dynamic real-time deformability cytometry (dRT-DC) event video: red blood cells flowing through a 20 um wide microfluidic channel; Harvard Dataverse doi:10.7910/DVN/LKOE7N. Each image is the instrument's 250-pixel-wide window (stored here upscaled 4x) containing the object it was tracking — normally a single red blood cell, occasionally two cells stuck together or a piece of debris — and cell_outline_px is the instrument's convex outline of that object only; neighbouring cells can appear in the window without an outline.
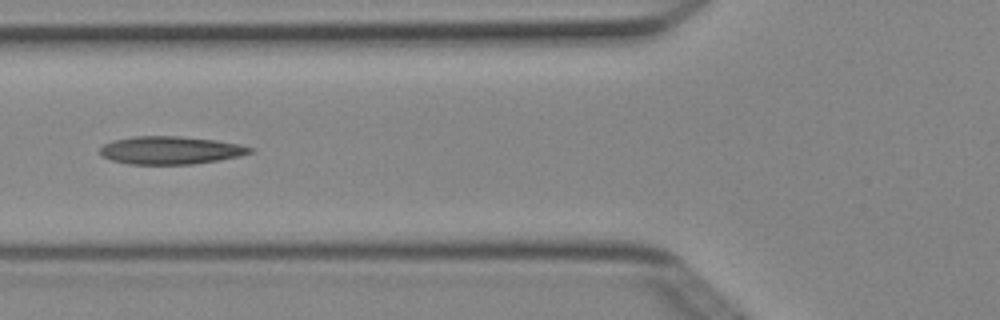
{"species": "Egyptian fruit bat (a non-hibernating species)", "species_latin": "Rousettus aegyptiacus", "temperature_condition": "cold", "stored_images_in_passage": 2, "camera_frame_rate_fps": 3000, "um_per_image_px": 0.085, "animal": {"sex": "female"}, "frame": {"image": 1, "passage_image": 2, "time_ms": 0.333, "image_size_px": [1000, 320], "cell_outline_px": [[252, 152], [240, 156], [220, 160], [192, 164], [128, 164], [112, 160], [104, 156], [100, 152], [100, 148], [104, 144], [112, 140], [132, 136], [180, 136], [216, 140], [240, 144], [252, 148]], "centroid_in_image_um": [14.49, 12.76], "position_along_channel_um": 111.3, "area_um2": 24.39}}